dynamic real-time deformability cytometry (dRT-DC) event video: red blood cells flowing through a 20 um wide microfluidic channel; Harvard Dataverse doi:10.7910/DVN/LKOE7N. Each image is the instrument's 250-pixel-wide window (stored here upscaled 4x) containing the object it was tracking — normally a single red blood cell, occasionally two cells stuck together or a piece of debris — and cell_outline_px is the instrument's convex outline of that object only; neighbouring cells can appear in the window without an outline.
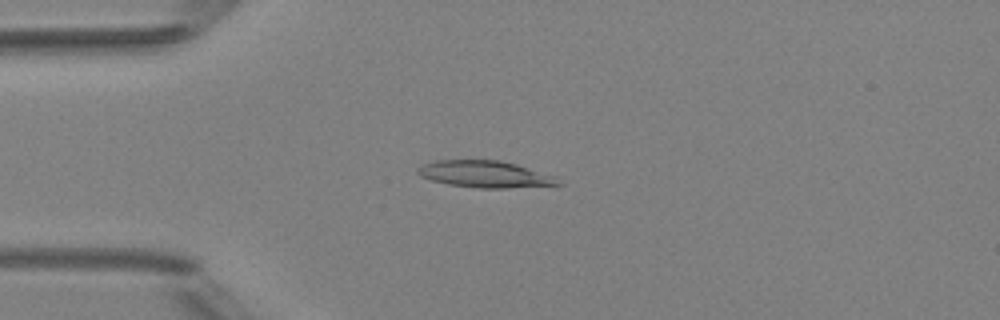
{"species": "Egyptian fruit bat (a non-hibernating species)", "species_latin": "Rousettus aegyptiacus", "temperature_condition": "room temperature", "stored_images_in_passage": 6, "camera_frame_rate_fps": 3000, "um_per_image_px": 0.085, "animal": {"sex": "female"}, "frame": {"image": 1, "passage_image": 4, "time_ms": 3.667, "image_size_px": [1000, 320], "cell_outline_px": [[564, 184], [508, 188], [476, 188], [448, 184], [432, 180], [420, 176], [416, 172], [416, 168], [424, 164], [436, 160], [500, 160], [516, 164], [556, 176]], "centroid_in_image_um": [41.24, 14.81], "position_along_channel_um": 43.8, "area_um2": 21.96}}
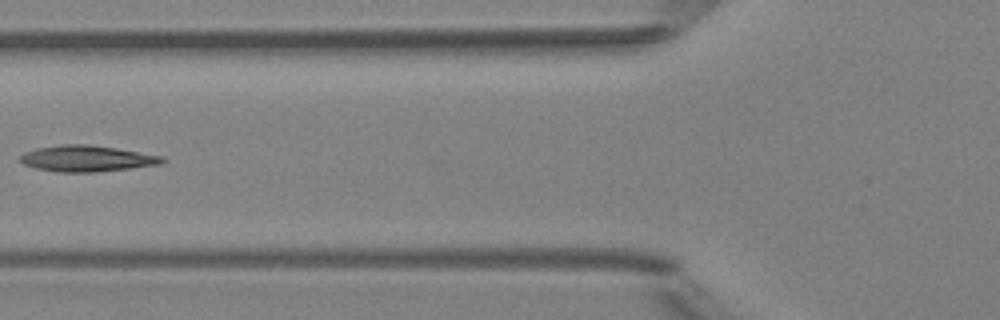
{"frame": {"image": 2, "passage_image": 6, "time_ms": 6.0, "image_size_px": [1000, 320], "cell_outline_px": [[168, 160], [160, 164], [96, 172], [56, 172], [36, 168], [24, 164], [20, 160], [20, 156], [24, 152], [36, 148], [60, 144], [88, 144], [116, 148], [164, 156]], "centroid_in_image_um": [7.38, 13.47], "position_along_channel_um": 118.4, "area_um2": 21.68}}